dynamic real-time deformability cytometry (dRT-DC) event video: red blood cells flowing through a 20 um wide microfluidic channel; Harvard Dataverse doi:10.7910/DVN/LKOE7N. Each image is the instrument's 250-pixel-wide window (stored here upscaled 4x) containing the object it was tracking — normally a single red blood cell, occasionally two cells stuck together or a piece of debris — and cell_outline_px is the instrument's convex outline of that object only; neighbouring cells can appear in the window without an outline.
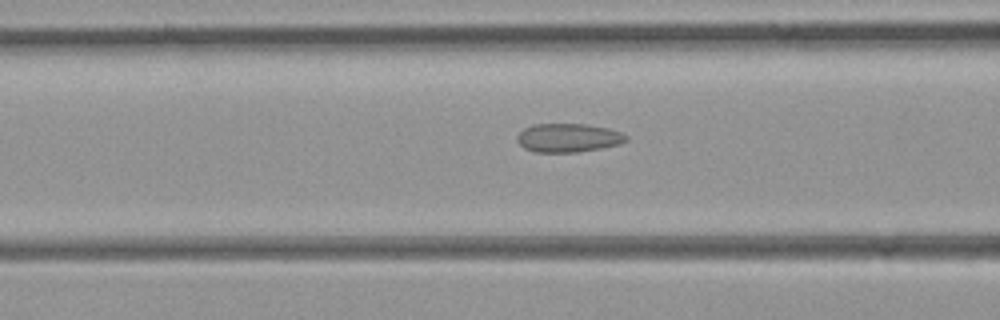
{"species": "common noctule bat (a hibernating species)", "species_latin": "Nyctalus noctula", "temperature_condition": "room temperature", "stored_images_in_passage": 40, "camera_frame_rate_fps": 3000, "um_per_image_px": 0.085, "animal": {"sex": "female", "body_mass_g": 21.9}, "frame": {"image": 1, "passage_image": 20, "time_ms": 6.333, "image_size_px": [1000, 320], "cell_outline_px": [[628, 140], [616, 144], [600, 148], [576, 152], [536, 152], [524, 148], [516, 140], [516, 136], [524, 128], [536, 124], [584, 124], [608, 128], [620, 132], [628, 136]], "centroid_in_image_um": [48.27, 11.71], "position_along_channel_um": 118.3, "area_um2": 18.03}}
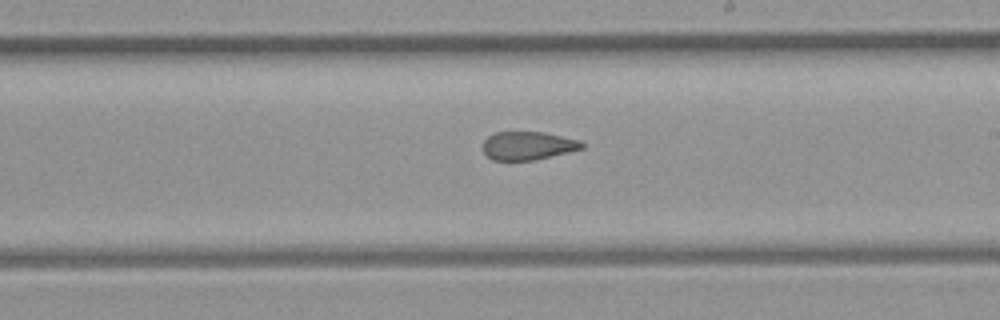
{"frame": {"image": 2, "passage_image": 29, "time_ms": 9.333, "image_size_px": [1000, 320], "cell_outline_px": [[584, 148], [568, 152], [532, 160], [492, 160], [484, 152], [484, 140], [488, 136], [496, 132], [544, 132], [580, 140], [584, 144]], "centroid_in_image_um": [44.88, 12.37], "position_along_channel_um": 244.1, "area_um2": 16.18}}
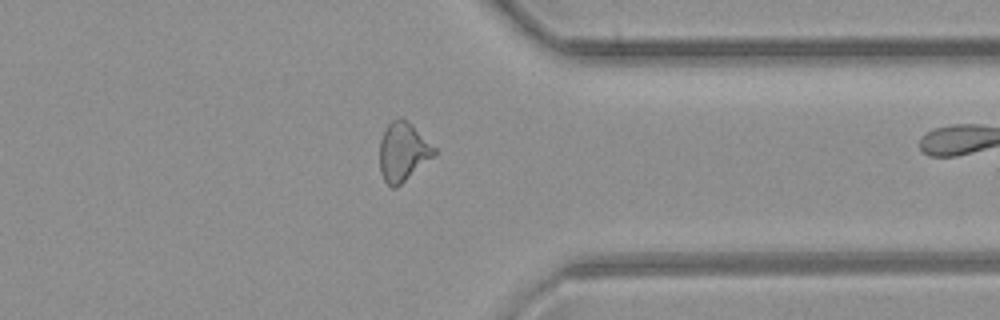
{"frame": {"image": 3, "passage_image": 39, "time_ms": 12.667, "image_size_px": [1000, 320], "cell_outline_px": [[436, 152], [432, 156], [396, 188], [392, 188], [384, 180], [380, 172], [380, 140], [384, 128], [392, 120], [400, 116], [408, 120], [436, 148]], "centroid_in_image_um": [34.22, 12.86], "position_along_channel_um": 377.2, "area_um2": 18.55}}